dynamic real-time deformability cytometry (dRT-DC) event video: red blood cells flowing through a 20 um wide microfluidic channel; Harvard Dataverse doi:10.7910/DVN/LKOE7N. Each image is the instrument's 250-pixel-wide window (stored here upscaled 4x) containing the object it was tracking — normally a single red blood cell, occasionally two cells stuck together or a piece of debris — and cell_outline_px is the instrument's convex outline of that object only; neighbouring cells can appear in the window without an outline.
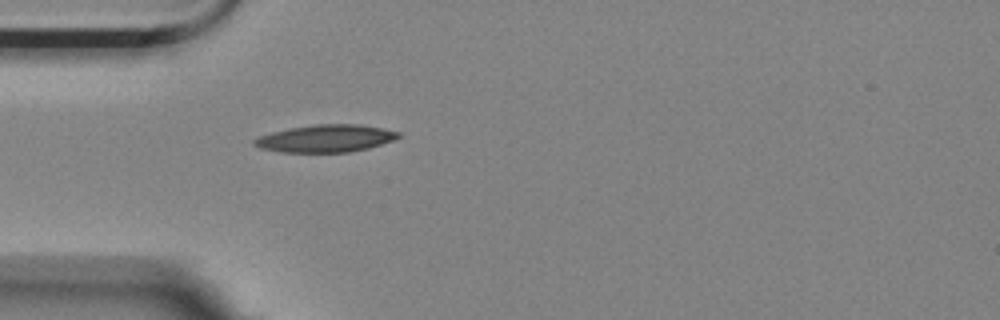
{"species": "Egyptian fruit bat (a non-hibernating species)", "species_latin": "Rousettus aegyptiacus", "temperature_condition": "room temperature", "stored_images_in_passage": 42, "camera_frame_rate_fps": 3000, "um_per_image_px": 0.085, "animal": {"sex": "female"}, "frame": {"image": 1, "passage_image": 1, "time_ms": 0.0, "image_size_px": [1000, 320], "cell_outline_px": [[400, 136], [392, 140], [368, 148], [348, 152], [280, 152], [260, 148], [252, 144], [252, 140], [260, 136], [272, 132], [288, 128], [316, 124], [356, 124], [380, 128], [400, 132]], "centroid_in_image_um": [27.63, 11.77], "position_along_channel_um": 57.4, "area_um2": 22.83}}
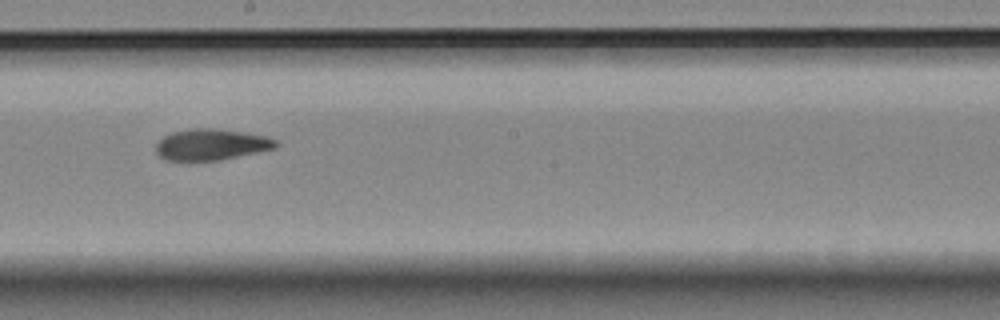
{"frame": {"image": 2, "passage_image": 16, "time_ms": 5.0, "image_size_px": [1000, 320], "cell_outline_px": [[280, 144], [276, 148], [220, 160], [164, 160], [156, 152], [156, 144], [164, 136], [172, 132], [192, 128], [212, 128], [244, 132], [264, 136], [276, 140]], "centroid_in_image_um": [17.96, 12.28], "position_along_channel_um": 230.2, "area_um2": 21.68}}
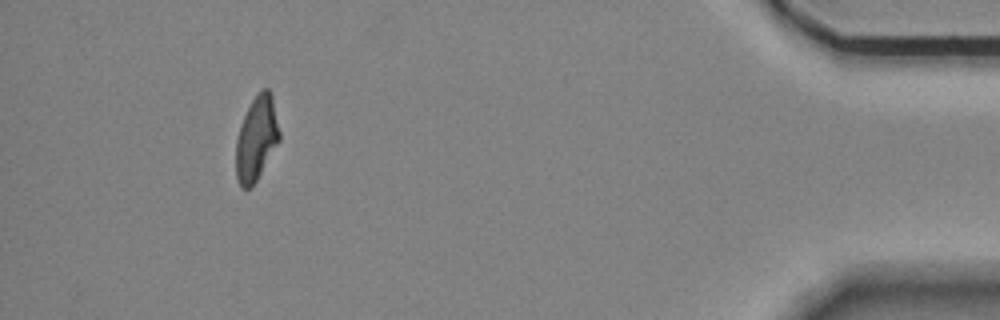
{"frame": {"image": 3, "passage_image": 37, "time_ms": 12.0, "image_size_px": [1000, 320], "cell_outline_px": [[280, 140], [252, 188], [240, 188], [236, 176], [236, 140], [244, 116], [252, 100], [264, 88], [268, 88], [272, 96], [280, 132]], "centroid_in_image_um": [21.8, 11.82], "position_along_channel_um": 413.4, "area_um2": 21.15}, "authors_computed_cell_mechanics": {"area_um2": 21.8484, "velocity_mm_per_s": 3.5141, "shape_relaxation_time_tau1_ms": 3.9937, "shape_relaxation_time_tau2_ms": 2.9993, "deformation_change_tau1": 0.1711, "deformation_change_tau2": 0.1051}}